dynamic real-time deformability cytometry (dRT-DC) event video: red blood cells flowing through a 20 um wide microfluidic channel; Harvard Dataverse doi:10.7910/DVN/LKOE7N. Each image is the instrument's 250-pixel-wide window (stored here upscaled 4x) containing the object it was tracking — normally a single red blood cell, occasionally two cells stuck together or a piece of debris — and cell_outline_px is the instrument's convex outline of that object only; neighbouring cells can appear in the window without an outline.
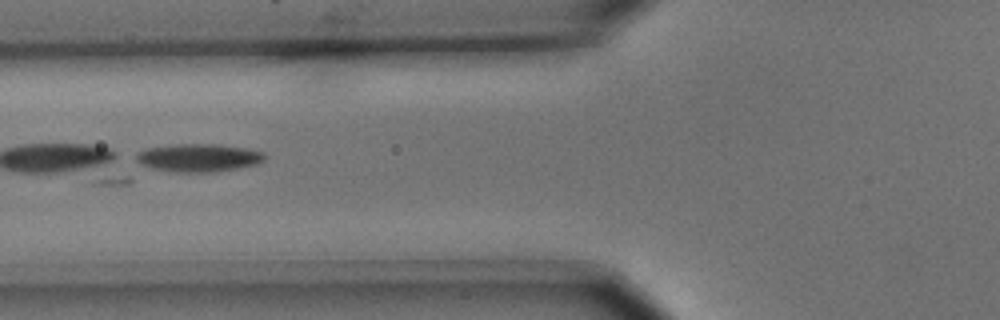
{"species": "common noctule bat (a hibernating species)", "species_latin": "Nyctalus noctula", "temperature_condition": "cold", "stored_images_in_passage": 8, "camera_frame_rate_fps": 3000, "um_per_image_px": 0.085, "animal": {"sex": "male", "body_mass_g": 15.6}, "frame": {"image": 1, "passage_image": 6, "time_ms": 1.667, "image_size_px": [1000, 320], "cell_outline_px": [[268, 156], [264, 160], [256, 164], [216, 172], [172, 172], [152, 168], [140, 164], [128, 156], [144, 148], [176, 144], [220, 144], [248, 148], [264, 152]], "centroid_in_image_um": [16.8, 13.4], "position_along_channel_um": 109.0, "area_um2": 21.56}}
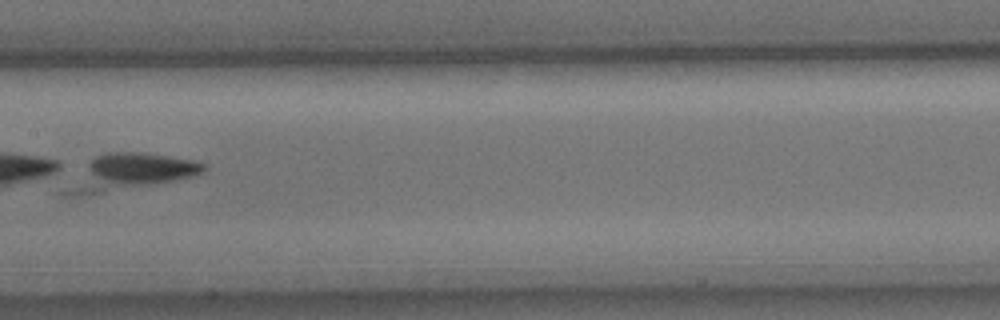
{"frame": {"image": 2, "passage_image": 8, "time_ms": 2.333, "image_size_px": [1000, 320], "cell_outline_px": [[208, 168], [192, 176], [176, 180], [152, 184], [100, 192], [68, 196], [64, 196], [60, 192], [96, 156], [108, 152], [140, 152], [196, 160], [208, 164]], "centroid_in_image_um": [11.08, 14.62], "position_along_channel_um": 196.3, "area_um2": 27.86}}